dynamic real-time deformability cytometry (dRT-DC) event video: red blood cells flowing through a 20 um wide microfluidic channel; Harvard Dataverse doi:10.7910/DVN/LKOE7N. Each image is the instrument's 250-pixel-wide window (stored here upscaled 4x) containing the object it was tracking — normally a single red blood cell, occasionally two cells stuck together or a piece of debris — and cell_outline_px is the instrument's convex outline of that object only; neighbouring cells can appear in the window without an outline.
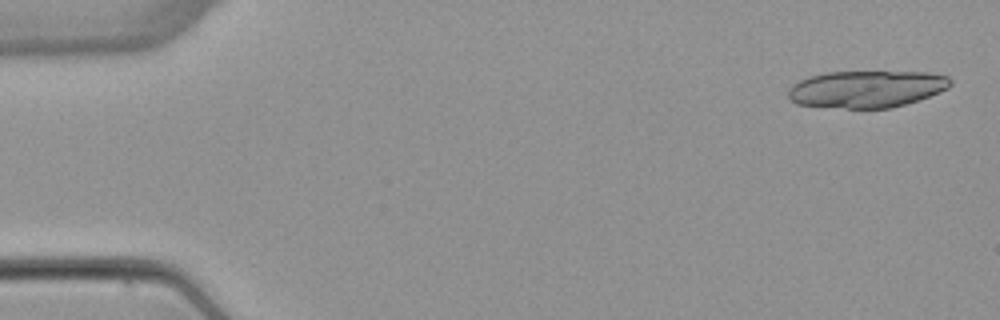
{"species": "common noctule bat (a hibernating species)", "species_latin": "Nyctalus noctula", "temperature_condition": "warm", "stored_images_in_passage": 5, "camera_frame_rate_fps": 3000, "um_per_image_px": 0.085, "animal": {"sex": "female", "body_mass_g": 22.7, "forearm_length_mm": 54.2}, "frame": {"image": 1, "passage_image": 1, "time_ms": 0.0, "image_size_px": [1000, 320], "cell_outline_px": [[952, 84], [948, 88], [940, 92], [892, 108], [844, 108], [796, 104], [788, 96], [788, 88], [792, 84], [808, 76], [828, 72], [928, 72], [948, 76], [952, 80]], "centroid_in_image_um": [73.65, 7.56], "position_along_channel_um": 11.3, "area_um2": 34.97}}